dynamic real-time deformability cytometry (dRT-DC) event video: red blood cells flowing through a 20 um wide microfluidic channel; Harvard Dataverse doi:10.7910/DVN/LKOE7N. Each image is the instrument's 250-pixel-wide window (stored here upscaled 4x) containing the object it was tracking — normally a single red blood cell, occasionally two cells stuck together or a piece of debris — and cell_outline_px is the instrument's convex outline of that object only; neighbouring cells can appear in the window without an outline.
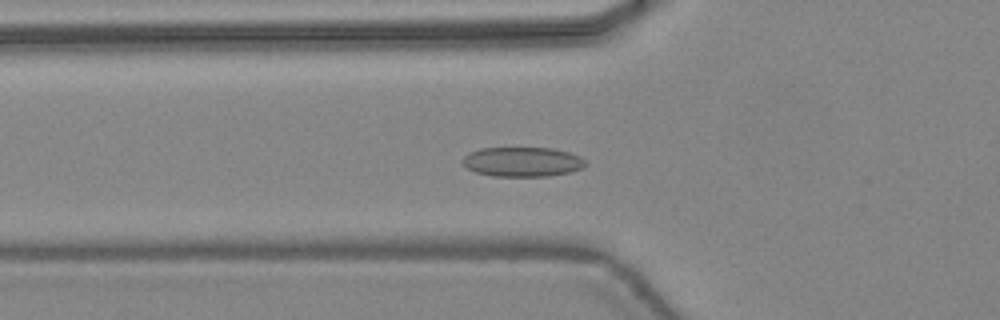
{"species": "common noctule bat (a hibernating species)", "species_latin": "Nyctalus noctula", "temperature_condition": "warm", "stored_images_in_passage": 47, "camera_frame_rate_fps": 3000, "um_per_image_px": 0.085, "animal": {"sex": "female", "body_mass_g": 24.6, "forearm_length_mm": 56.2}, "frame": {"image": 1, "passage_image": 17, "time_ms": 5.333, "image_size_px": [1000, 320], "cell_outline_px": [[584, 168], [572, 172], [548, 176], [492, 176], [476, 172], [468, 168], [464, 164], [464, 156], [480, 148], [552, 148], [568, 152], [580, 156], [584, 160]], "centroid_in_image_um": [44.44, 13.76], "position_along_channel_um": 81.4, "area_um2": 21.04}}
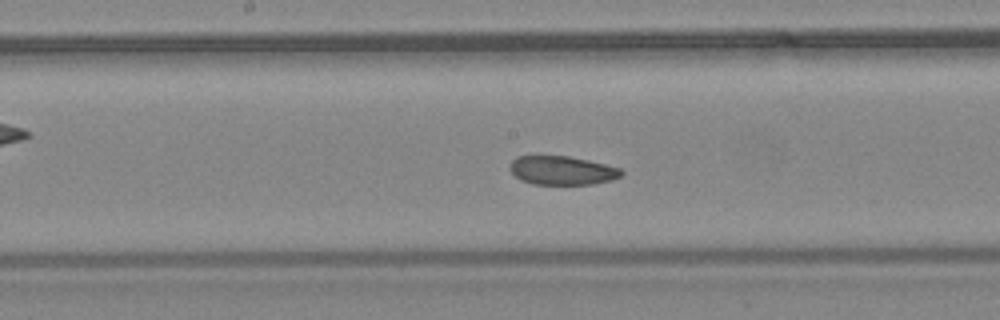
{"frame": {"image": 2, "passage_image": 25, "time_ms": 8.0, "image_size_px": [1000, 320], "cell_outline_px": [[624, 172], [620, 176], [612, 180], [592, 184], [532, 184], [520, 180], [508, 168], [512, 160], [516, 156], [536, 152], [568, 156], [588, 160], [620, 168]], "centroid_in_image_um": [47.68, 14.43], "position_along_channel_um": 200.5, "area_um2": 19.42}}
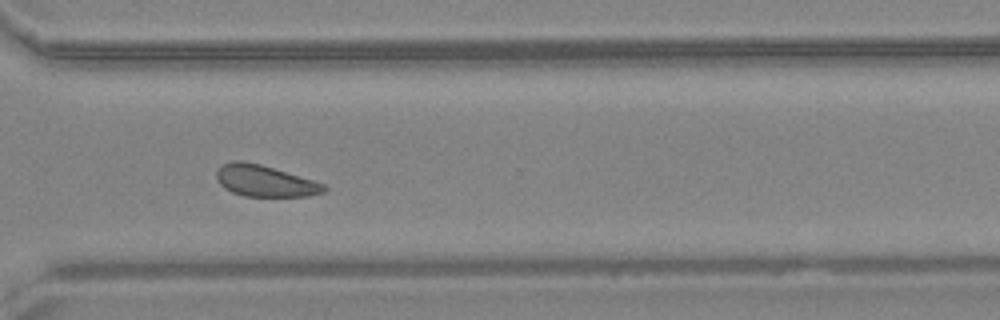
{"frame": {"image": 3, "passage_image": 35, "time_ms": 11.333, "image_size_px": [1000, 320], "cell_outline_px": [[328, 188], [324, 192], [308, 196], [244, 196], [232, 192], [224, 188], [220, 184], [216, 176], [216, 172], [224, 164], [232, 160], [240, 160], [260, 164], [312, 180], [324, 184]], "centroid_in_image_um": [22.5, 15.38], "position_along_channel_um": 348.1, "area_um2": 19.42}, "authors_computed_cell_mechanics": {"area_um2": 20.7502, "velocity_mm_per_s": 4.449, "shape_relaxation_time_tau1_ms": 8.7294, "shape_relaxation_time_tau2_ms": 2.8013, "deformation_change_tau1": 0.1249, "deformation_change_tau2": 0.087}}